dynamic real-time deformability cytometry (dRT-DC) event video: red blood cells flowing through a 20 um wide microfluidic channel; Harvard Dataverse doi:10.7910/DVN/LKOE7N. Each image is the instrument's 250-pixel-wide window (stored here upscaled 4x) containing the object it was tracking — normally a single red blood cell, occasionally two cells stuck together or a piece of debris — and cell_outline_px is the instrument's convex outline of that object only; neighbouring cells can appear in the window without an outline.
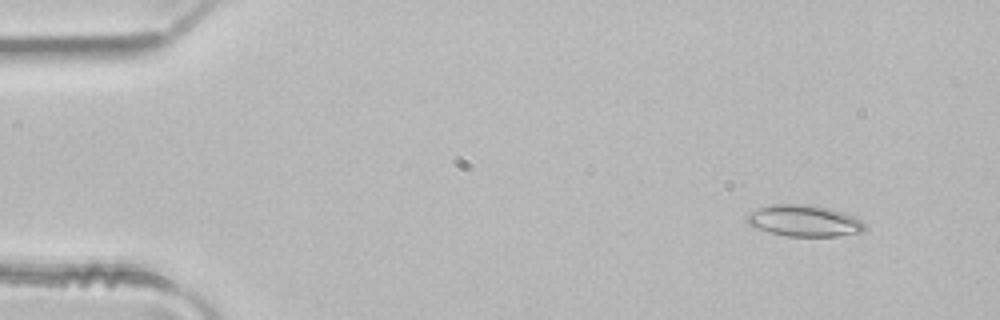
{"species": "common noctule bat (a hibernating species)", "species_latin": "Nyctalus noctula", "temperature_condition": "room temperature", "stored_images_in_passage": 3, "camera_frame_rate_fps": 3000, "um_per_image_px": 0.085, "animal": {"sex": "male", "body_mass_g": 21.5, "forearm_length_mm": 52.0}, "frame": {"image": 1, "passage_image": 1, "time_ms": 0.0, "image_size_px": [1000, 320], "cell_outline_px": [[864, 232], [836, 236], [788, 236], [768, 232], [756, 228], [748, 224], [744, 220], [744, 216], [748, 212], [772, 204], [808, 204], [828, 208], [852, 216], [860, 220], [864, 224]], "centroid_in_image_um": [68.28, 18.77], "position_along_channel_um": 16.7, "area_um2": 21.56}}